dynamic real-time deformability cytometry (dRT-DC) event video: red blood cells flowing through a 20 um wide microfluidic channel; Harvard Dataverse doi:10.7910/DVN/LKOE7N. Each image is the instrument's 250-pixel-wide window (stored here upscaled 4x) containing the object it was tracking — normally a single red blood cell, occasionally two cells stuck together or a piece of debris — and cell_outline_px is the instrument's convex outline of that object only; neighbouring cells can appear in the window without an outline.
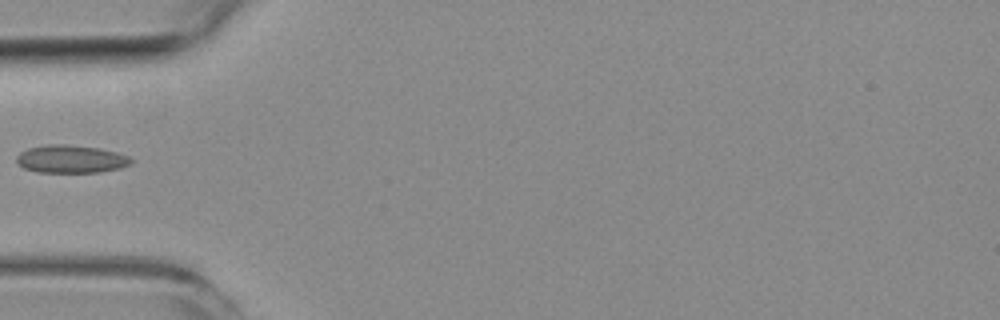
{"species": "common noctule bat (a hibernating species)", "species_latin": "Nyctalus noctula", "temperature_condition": "room temperature", "stored_images_in_passage": 5, "camera_frame_rate_fps": 3000, "um_per_image_px": 0.085, "animal": {"sex": "female", "body_mass_g": 19.3, "forearm_length_mm": 54.1}, "frame": {"image": 1, "passage_image": 5, "time_ms": 4.667, "image_size_px": [1000, 320], "cell_outline_px": [[132, 164], [120, 168], [100, 172], [36, 172], [24, 168], [16, 160], [16, 156], [20, 152], [28, 148], [48, 144], [64, 144], [100, 148], [116, 152], [128, 156], [132, 160]], "centroid_in_image_um": [6.03, 13.52], "position_along_channel_um": 79.0, "area_um2": 18.61}}